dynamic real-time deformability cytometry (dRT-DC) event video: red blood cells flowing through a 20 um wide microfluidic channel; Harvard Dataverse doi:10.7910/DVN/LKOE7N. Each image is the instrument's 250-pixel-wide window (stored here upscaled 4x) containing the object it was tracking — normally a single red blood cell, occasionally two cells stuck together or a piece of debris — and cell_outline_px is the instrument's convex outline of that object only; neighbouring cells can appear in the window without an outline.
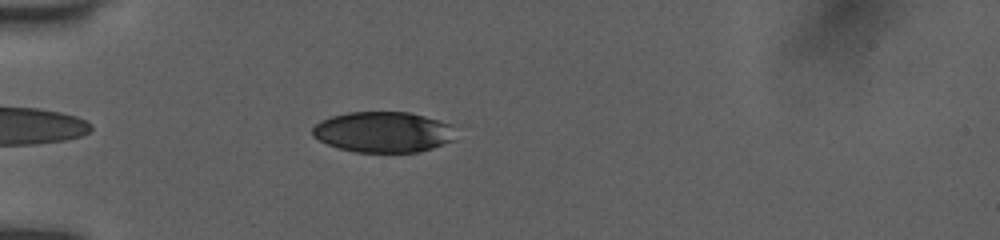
{"species": "human", "species_latin": "Homo sapiens", "temperature_condition": "room temperature", "stored_images_in_passage": 42, "camera_frame_rate_fps": 3000, "um_per_image_px": 0.085, "donor": {"sex": "female"}, "frame": {"image": 1, "passage_image": 2, "time_ms": 0.667, "image_size_px": [1000, 240], "cell_outline_px": [[452, 140], [432, 148], [420, 152], [356, 152], [340, 148], [328, 144], [312, 136], [312, 128], [320, 120], [332, 116], [348, 112], [408, 112], [424, 116], [452, 124]], "centroid_in_image_um": [32.53, 11.22], "position_along_channel_um": 52.5, "area_um2": 33.7}}
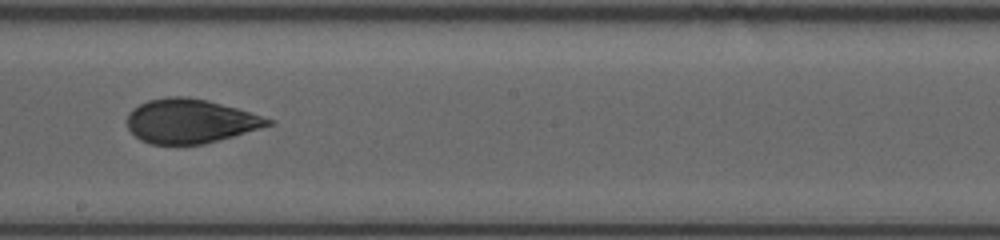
{"frame": {"image": 2, "passage_image": 19, "time_ms": 5.667, "image_size_px": [1000, 240], "cell_outline_px": [[272, 124], [232, 136], [204, 144], [152, 144], [140, 140], [128, 128], [128, 112], [132, 108], [148, 100], [168, 96], [188, 96], [208, 100], [236, 108], [272, 120]], "centroid_in_image_um": [16.11, 10.28], "position_along_channel_um": 232.1, "area_um2": 35.84}}
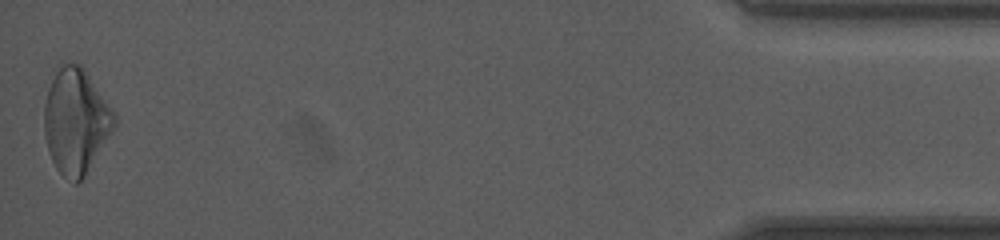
{"frame": {"image": 3, "passage_image": 41, "time_ms": 12.667, "image_size_px": [1000, 240], "cell_outline_px": [[116, 124], [112, 132], [84, 176], [76, 184], [64, 176], [56, 168], [48, 152], [44, 132], [44, 104], [52, 68], [56, 64], [80, 64], [116, 116]], "centroid_in_image_um": [6.39, 10.26], "position_along_channel_um": 428.8, "area_um2": 42.77}, "authors_computed_cell_mechanics": {"area_um2": 36.7608, "velocity_mm_per_s": 3.9783, "shape_relaxation_time_tau1_ms": 4.4196, "shape_relaxation_time_tau2_ms": 1.7017, "deformation_change_tau1": 0.1512, "deformation_change_tau2": 0.0684}}